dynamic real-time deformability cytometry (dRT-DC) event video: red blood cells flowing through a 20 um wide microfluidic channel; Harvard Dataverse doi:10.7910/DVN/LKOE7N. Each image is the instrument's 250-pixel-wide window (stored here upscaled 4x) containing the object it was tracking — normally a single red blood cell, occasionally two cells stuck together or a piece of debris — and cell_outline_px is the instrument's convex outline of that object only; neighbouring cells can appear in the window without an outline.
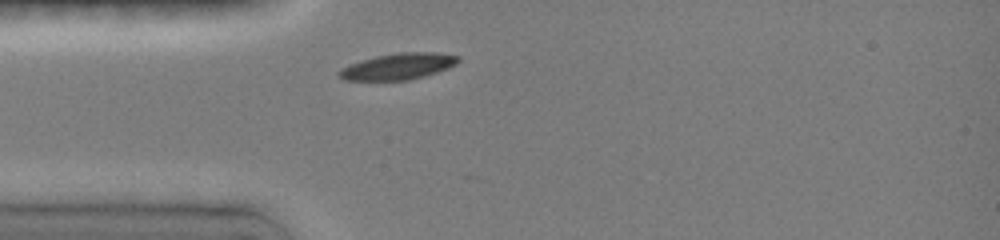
{"species": "common noctule bat (a hibernating species)", "species_latin": "Nyctalus noctula", "temperature_condition": "room temperature", "stored_images_in_passage": 4, "camera_frame_rate_fps": 3000, "um_per_image_px": 0.085, "animal": {"sex": "female", "body_mass_g": 19.0, "forearm_length_mm": 51.5}, "frame": {"image": 1, "passage_image": 1, "time_ms": 0.0, "image_size_px": [1000, 240], "cell_outline_px": [[460, 60], [456, 64], [408, 80], [348, 80], [340, 76], [336, 72], [340, 68], [348, 64], [360, 60], [376, 56], [396, 52], [440, 52], [460, 56]], "centroid_in_image_um": [33.79, 5.61], "position_along_channel_um": 51.2, "area_um2": 18.03}}
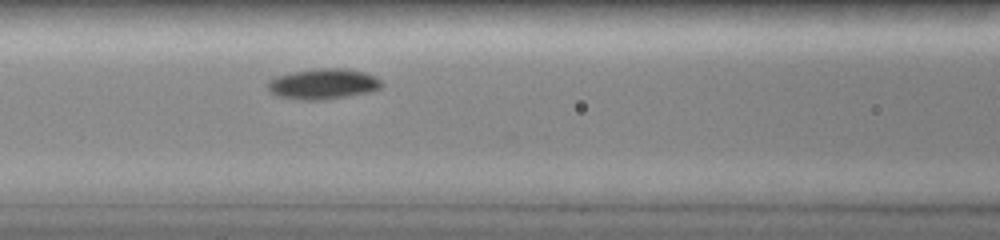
{"frame": {"image": 2, "passage_image": 4, "time_ms": 2.333, "image_size_px": [1000, 240], "cell_outline_px": [[380, 88], [368, 92], [320, 100], [304, 100], [280, 96], [272, 92], [268, 88], [268, 84], [276, 76], [292, 72], [320, 68], [344, 68], [364, 72], [380, 80]], "centroid_in_image_um": [27.46, 7.12], "position_along_channel_um": 139.1, "area_um2": 19.65}}